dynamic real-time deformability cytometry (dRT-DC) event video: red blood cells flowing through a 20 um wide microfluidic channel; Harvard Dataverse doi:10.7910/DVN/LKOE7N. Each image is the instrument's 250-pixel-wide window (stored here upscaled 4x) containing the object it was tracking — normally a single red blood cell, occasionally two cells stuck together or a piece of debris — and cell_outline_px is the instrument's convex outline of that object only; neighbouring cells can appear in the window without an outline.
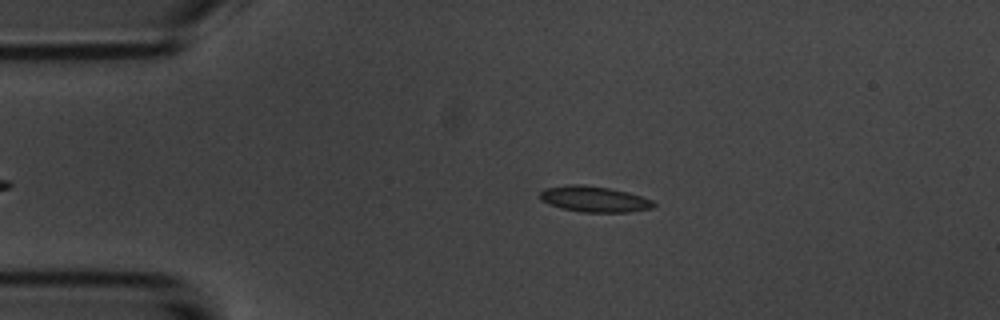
{"species": "common noctule bat (a hibernating species)", "species_latin": "Nyctalus noctula", "temperature_condition": "room temperature", "stored_images_in_passage": 3, "camera_frame_rate_fps": 3000, "um_per_image_px": 0.085, "animal": {"sex": "male", "body_mass_g": 20.1, "forearm_length_mm": 53.5}, "frame": {"image": 1, "passage_image": 2, "time_ms": 1.333, "image_size_px": [1000, 320], "cell_outline_px": [[656, 204], [652, 208], [628, 212], [584, 212], [560, 208], [548, 204], [540, 200], [540, 192], [544, 188], [564, 184], [584, 184], [608, 188], [628, 192], [652, 200]], "centroid_in_image_um": [50.46, 16.91], "position_along_channel_um": 34.5, "area_um2": 17.22}}